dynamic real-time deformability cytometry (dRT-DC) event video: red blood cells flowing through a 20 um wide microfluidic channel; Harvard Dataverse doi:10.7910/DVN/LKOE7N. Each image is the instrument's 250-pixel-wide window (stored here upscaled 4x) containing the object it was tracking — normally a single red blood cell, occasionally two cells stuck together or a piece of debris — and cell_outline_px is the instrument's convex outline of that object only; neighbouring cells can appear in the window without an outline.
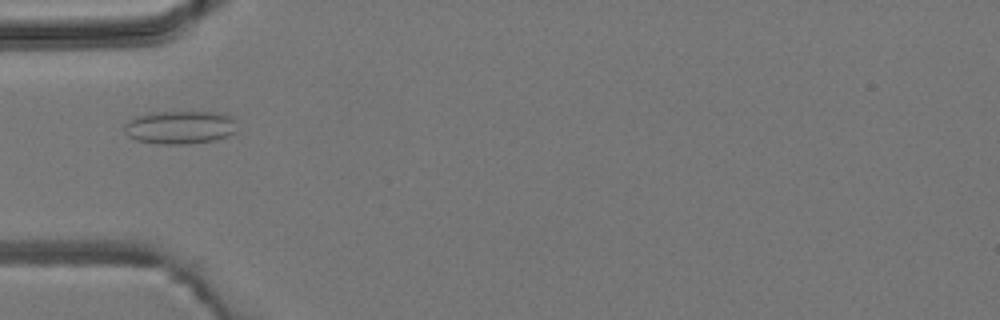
{"species": "common noctule bat (a hibernating species)", "species_latin": "Nyctalus noctula", "temperature_condition": "room temperature", "stored_images_in_passage": 2, "camera_frame_rate_fps": 3000, "um_per_image_px": 0.085, "animal": {"sex": "male", "body_mass_g": 19.2, "forearm_length_mm": 51.8}, "frame": {"image": 1, "passage_image": 2, "time_ms": 1.0, "image_size_px": [1000, 320], "cell_outline_px": [[236, 132], [228, 136], [216, 140], [188, 144], [156, 144], [136, 140], [128, 136], [124, 132], [124, 124], [128, 120], [136, 116], [148, 112], [220, 112], [232, 116], [236, 120]], "centroid_in_image_um": [15.31, 10.82], "position_along_channel_um": 69.7, "area_um2": 22.31}}